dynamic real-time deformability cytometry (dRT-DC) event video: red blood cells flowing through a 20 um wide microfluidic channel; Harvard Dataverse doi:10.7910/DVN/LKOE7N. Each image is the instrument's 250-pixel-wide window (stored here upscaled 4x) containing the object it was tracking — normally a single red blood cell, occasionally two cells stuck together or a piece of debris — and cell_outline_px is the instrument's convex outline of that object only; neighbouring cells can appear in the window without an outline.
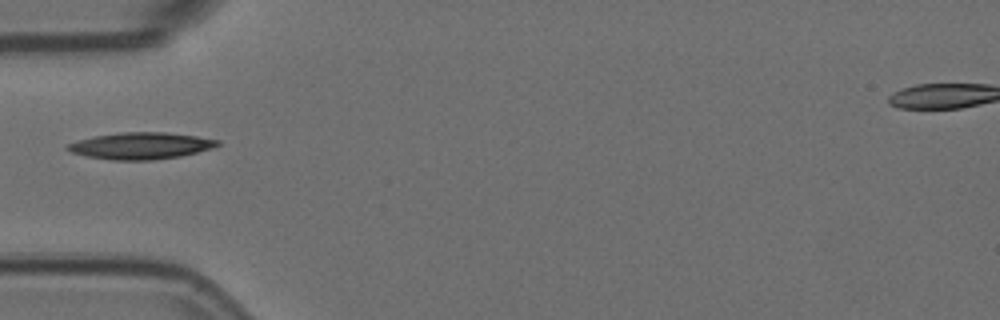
{"species": "Egyptian fruit bat (a non-hibernating species)", "species_latin": "Rousettus aegyptiacus", "temperature_condition": "room temperature", "stored_images_in_passage": 1, "camera_frame_rate_fps": 3000, "um_per_image_px": 0.085, "animal": {"sex": "female"}, "frame": {"image": 1, "passage_image": 1, "time_ms": 0.0, "image_size_px": [1000, 320], "cell_outline_px": [[220, 144], [212, 148], [180, 156], [152, 160], [112, 160], [88, 156], [72, 152], [64, 148], [68, 144], [92, 136], [124, 132], [164, 132], [196, 136], [220, 140]], "centroid_in_image_um": [11.97, 12.39], "position_along_channel_um": 73.0, "area_um2": 23.12}}